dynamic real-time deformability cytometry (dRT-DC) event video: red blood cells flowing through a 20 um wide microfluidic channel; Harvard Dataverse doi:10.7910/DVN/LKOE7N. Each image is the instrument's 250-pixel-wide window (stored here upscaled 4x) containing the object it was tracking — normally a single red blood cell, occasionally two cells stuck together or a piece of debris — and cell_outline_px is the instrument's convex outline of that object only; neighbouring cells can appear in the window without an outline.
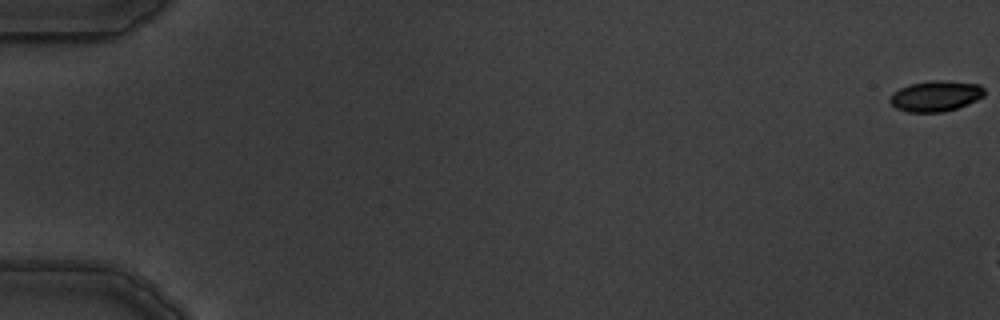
{"species": "common noctule bat (a hibernating species)", "species_latin": "Nyctalus noctula", "temperature_condition": "warm", "stored_images_in_passage": 3, "camera_frame_rate_fps": 3000, "um_per_image_px": 0.085, "animal": {"sex": "male", "body_mass_g": 19.5, "forearm_length_mm": 54.6}, "frame": {"image": 1, "passage_image": 1, "time_ms": 0.0, "image_size_px": [1000, 320], "cell_outline_px": [[984, 96], [968, 104], [956, 108], [940, 112], [908, 112], [896, 108], [888, 100], [892, 92], [908, 84], [932, 80], [944, 80], [980, 84], [984, 88]], "centroid_in_image_um": [79.52, 8.15], "position_along_channel_um": 5.5, "area_um2": 16.99}}